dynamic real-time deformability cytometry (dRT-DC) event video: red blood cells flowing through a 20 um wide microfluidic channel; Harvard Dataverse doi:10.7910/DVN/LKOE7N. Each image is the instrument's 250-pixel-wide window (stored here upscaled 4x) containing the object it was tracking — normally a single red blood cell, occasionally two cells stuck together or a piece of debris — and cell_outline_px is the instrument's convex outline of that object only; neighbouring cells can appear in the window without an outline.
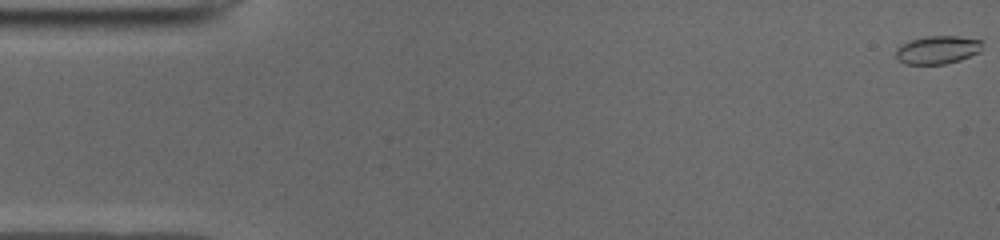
{"species": "common noctule bat (a hibernating species)", "species_latin": "Nyctalus noctula", "temperature_condition": "cold", "stored_images_in_passage": 51, "camera_frame_rate_fps": 3000, "um_per_image_px": 0.085, "animal": {"sex": "male", "body_mass_g": 19.0, "forearm_length_mm": 50.8}, "frame": {"image": 1, "passage_image": 1, "time_ms": 0.0, "image_size_px": [1000, 240], "cell_outline_px": [[980, 52], [960, 60], [944, 64], [904, 64], [896, 56], [896, 48], [912, 40], [924, 36], [956, 36], [980, 40]], "centroid_in_image_um": [79.68, 4.24], "position_along_channel_um": 5.3, "area_um2": 13.93}}
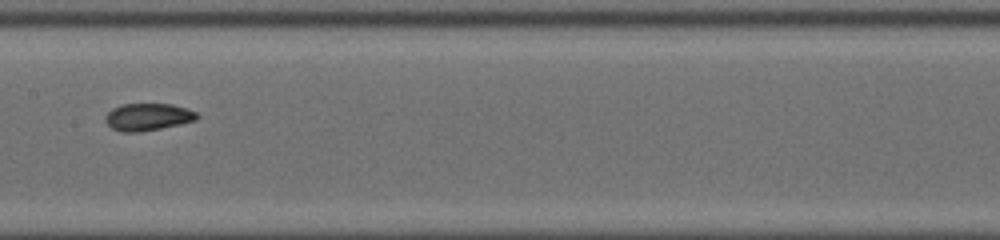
{"frame": {"image": 2, "passage_image": 26, "time_ms": 8.333, "image_size_px": [1000, 240], "cell_outline_px": [[200, 116], [196, 120], [180, 124], [140, 132], [124, 132], [112, 128], [104, 120], [104, 116], [112, 108], [120, 104], [172, 104], [188, 108], [196, 112]], "centroid_in_image_um": [12.57, 9.93], "position_along_channel_um": 194.8, "area_um2": 14.62}}
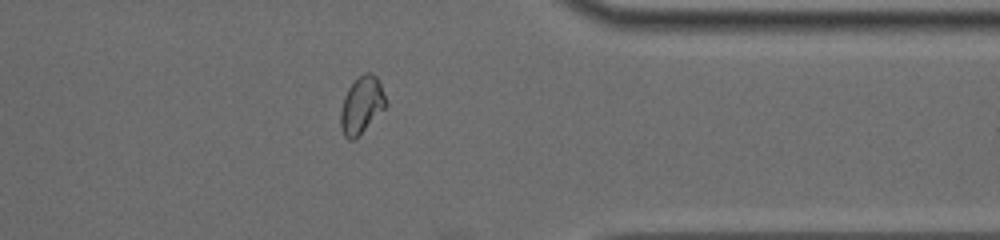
{"frame": {"image": 3, "passage_image": 41, "time_ms": 13.333, "image_size_px": [1000, 240], "cell_outline_px": [[388, 104], [352, 140], [348, 140], [344, 136], [340, 128], [340, 112], [344, 96], [348, 88], [356, 76], [364, 72], [372, 72], [376, 76], [380, 84]], "centroid_in_image_um": [30.7, 8.87], "position_along_channel_um": 380.7, "area_um2": 14.85}, "authors_computed_cell_mechanics": {"area_um2": 14.45, "velocity_mm_per_s": 3.9468, "shape_relaxation_time_tau1_ms": null, "shape_relaxation_time_tau2_ms": 1.0885, "deformation_change_tau1": null, "deformation_change_tau2": 0.0442}}